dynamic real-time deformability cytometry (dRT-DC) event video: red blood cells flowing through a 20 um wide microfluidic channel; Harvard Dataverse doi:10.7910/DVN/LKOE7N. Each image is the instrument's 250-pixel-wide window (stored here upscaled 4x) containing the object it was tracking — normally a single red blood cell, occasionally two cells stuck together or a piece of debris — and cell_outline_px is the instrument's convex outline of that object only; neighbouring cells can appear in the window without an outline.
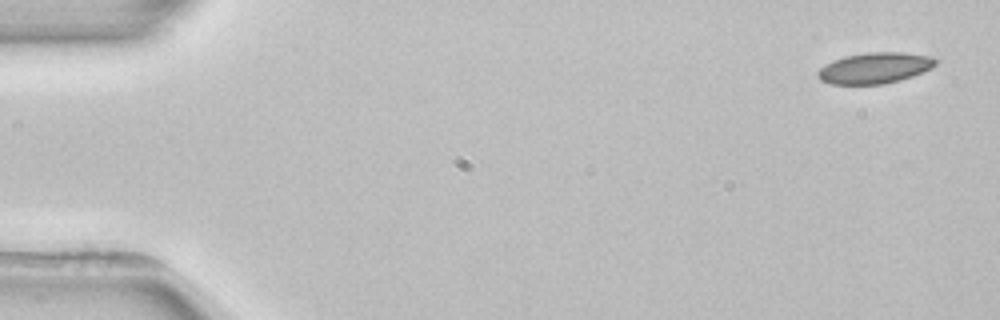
{"species": "common noctule bat (a hibernating species)", "species_latin": "Nyctalus noctula", "temperature_condition": "room temperature", "stored_images_in_passage": 4, "camera_frame_rate_fps": 3000, "um_per_image_px": 0.085, "animal": {"sex": "female", "body_mass_g": 22.7, "forearm_length_mm": 54.2}, "frame": {"image": 1, "passage_image": 1, "time_ms": 0.0, "image_size_px": [1000, 320], "cell_outline_px": [[936, 64], [912, 76], [900, 80], [884, 84], [832, 84], [820, 80], [816, 76], [816, 72], [824, 64], [832, 60], [844, 56], [868, 52], [904, 52], [932, 56], [936, 60]], "centroid_in_image_um": [74.29, 5.77], "position_along_channel_um": 10.7, "area_um2": 21.27}}
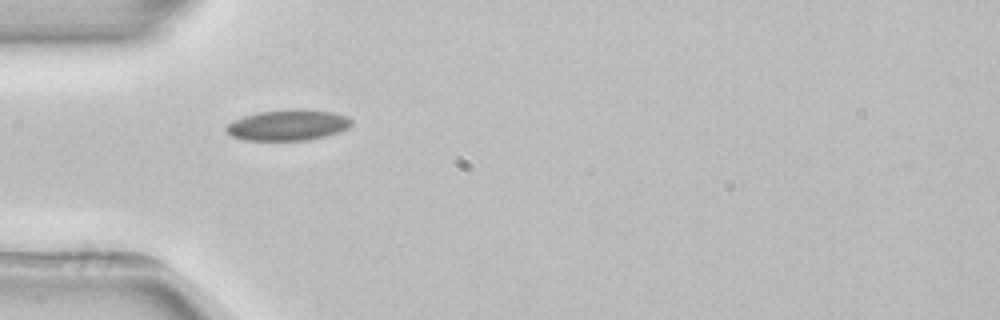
{"frame": {"image": 2, "passage_image": 4, "time_ms": 4.667, "image_size_px": [1000, 320], "cell_outline_px": [[352, 124], [348, 128], [340, 132], [308, 140], [244, 140], [232, 136], [224, 128], [228, 124], [244, 116], [256, 112], [288, 108], [304, 108], [332, 112], [348, 116], [352, 120]], "centroid_in_image_um": [24.51, 10.61], "position_along_channel_um": 60.5, "area_um2": 22.77}}